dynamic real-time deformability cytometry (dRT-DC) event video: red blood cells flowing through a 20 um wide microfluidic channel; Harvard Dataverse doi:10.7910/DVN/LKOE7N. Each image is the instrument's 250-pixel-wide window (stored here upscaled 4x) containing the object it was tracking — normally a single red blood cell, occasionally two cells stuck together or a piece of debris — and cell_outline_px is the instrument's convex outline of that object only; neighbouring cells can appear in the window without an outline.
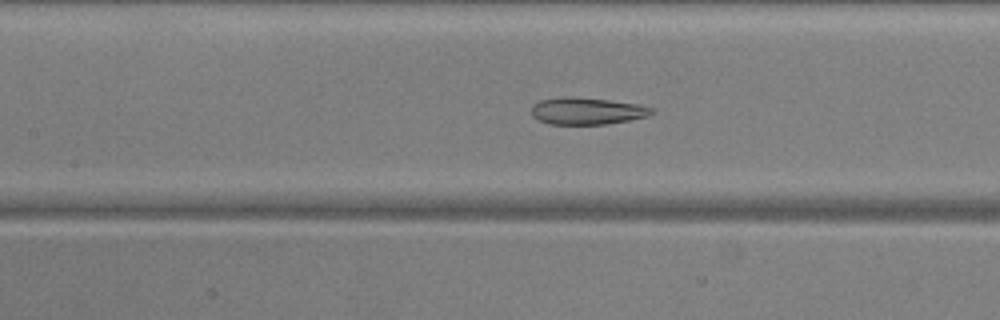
{"species": "common noctule bat (a hibernating species)", "species_latin": "Nyctalus noctula", "temperature_condition": "warm", "stored_images_in_passage": 40, "camera_frame_rate_fps": 3000, "um_per_image_px": 0.085, "animal": {"sex": "male", "body_mass_g": 20.5, "forearm_length_mm": 52.5}, "frame": {"image": 1, "passage_image": 12, "time_ms": 3.667, "image_size_px": [1000, 320], "cell_outline_px": [[656, 112], [648, 116], [628, 120], [604, 124], [548, 124], [532, 116], [532, 104], [540, 100], [560, 96], [568, 96], [608, 100], [636, 104], [652, 108]], "centroid_in_image_um": [49.86, 9.43], "position_along_channel_um": 157.5, "area_um2": 18.84}}
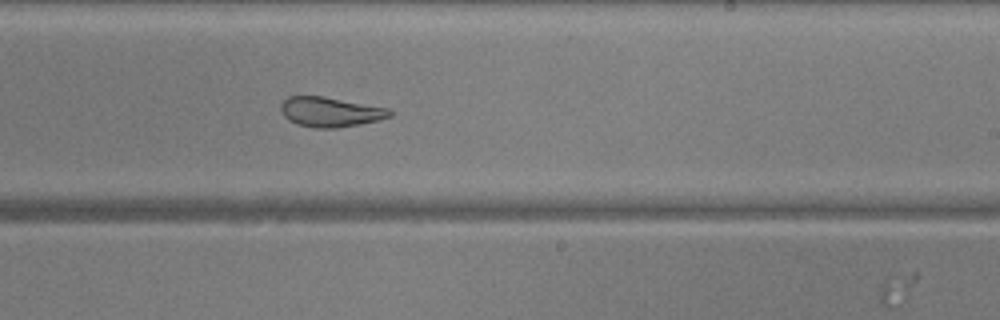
{"frame": {"image": 2, "passage_image": 20, "time_ms": 6.333, "image_size_px": [1000, 320], "cell_outline_px": [[396, 112], [392, 116], [380, 120], [360, 124], [336, 128], [316, 128], [296, 124], [288, 120], [284, 116], [280, 108], [280, 104], [288, 96], [324, 96], [388, 108]], "centroid_in_image_um": [28.1, 9.51], "position_along_channel_um": 260.9, "area_um2": 19.13}}
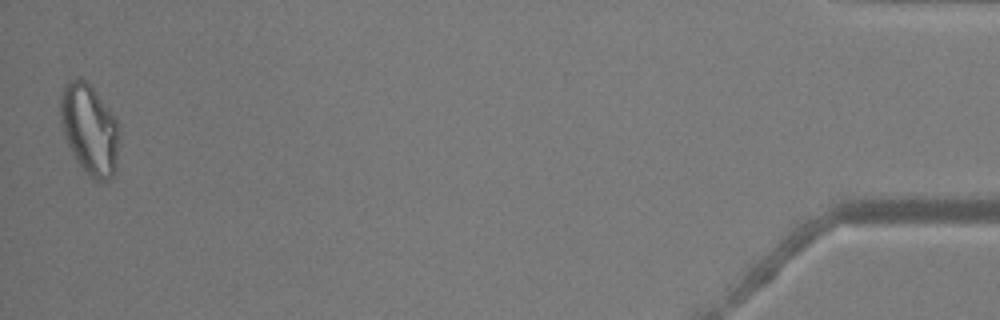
{"frame": {"image": 3, "passage_image": 40, "time_ms": 13.0, "image_size_px": [1000, 320], "cell_outline_px": [[120, 136], [116, 172], [108, 180], [96, 180], [88, 176], [76, 160], [64, 136], [60, 120], [60, 96], [64, 84], [76, 76], [80, 76], [92, 88], [108, 108], [116, 120]], "centroid_in_image_um": [7.6, 11.0], "position_along_channel_um": 427.6, "area_um2": 31.15}, "authors_computed_cell_mechanics": {"area_um2": 21.675, "velocity_mm_per_s": 3.8814, "shape_relaxation_time_tau1_ms": null, "shape_relaxation_time_tau2_ms": 2.2794, "deformation_change_tau1": null, "deformation_change_tau2": 0.0885}}